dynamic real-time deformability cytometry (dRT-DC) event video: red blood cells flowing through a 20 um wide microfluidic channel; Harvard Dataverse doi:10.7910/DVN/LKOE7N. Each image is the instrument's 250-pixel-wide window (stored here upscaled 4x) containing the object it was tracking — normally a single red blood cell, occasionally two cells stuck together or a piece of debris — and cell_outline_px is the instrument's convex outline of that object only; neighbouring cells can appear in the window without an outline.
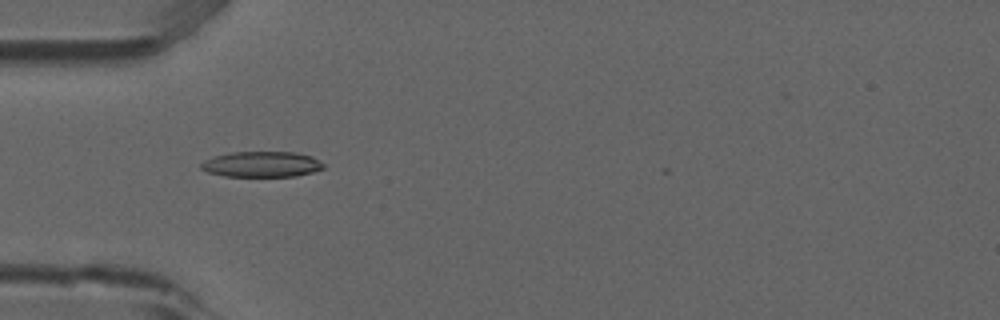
{"species": "common noctule bat (a hibernating species)", "species_latin": "Nyctalus noctula", "temperature_condition": "room temperature", "stored_images_in_passage": 6, "camera_frame_rate_fps": 3000, "um_per_image_px": 0.085, "animal": {"sex": "male", "forearm_length_mm": 52.5}, "frame": {"image": 1, "passage_image": 5, "time_ms": 1.333, "image_size_px": [1000, 320], "cell_outline_px": [[324, 168], [312, 172], [296, 176], [224, 176], [208, 172], [200, 168], [200, 164], [204, 160], [216, 156], [232, 152], [296, 152], [312, 156], [324, 164]], "centroid_in_image_um": [22.25, 13.96], "position_along_channel_um": 62.7, "area_um2": 18.21}}
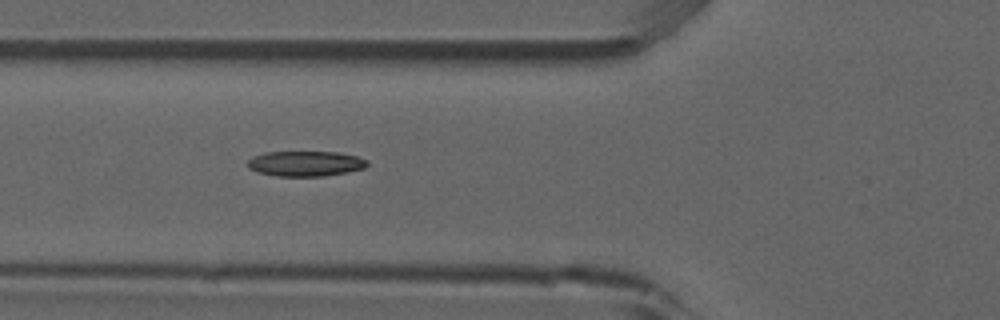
{"frame": {"image": 2, "passage_image": 6, "time_ms": 1.667, "image_size_px": [1000, 320], "cell_outline_px": [[368, 164], [364, 168], [324, 176], [276, 176], [256, 172], [248, 168], [248, 160], [252, 156], [264, 152], [336, 152], [356, 156], [368, 160]], "centroid_in_image_um": [25.92, 13.9], "position_along_channel_um": 99.9, "area_um2": 17.57}}